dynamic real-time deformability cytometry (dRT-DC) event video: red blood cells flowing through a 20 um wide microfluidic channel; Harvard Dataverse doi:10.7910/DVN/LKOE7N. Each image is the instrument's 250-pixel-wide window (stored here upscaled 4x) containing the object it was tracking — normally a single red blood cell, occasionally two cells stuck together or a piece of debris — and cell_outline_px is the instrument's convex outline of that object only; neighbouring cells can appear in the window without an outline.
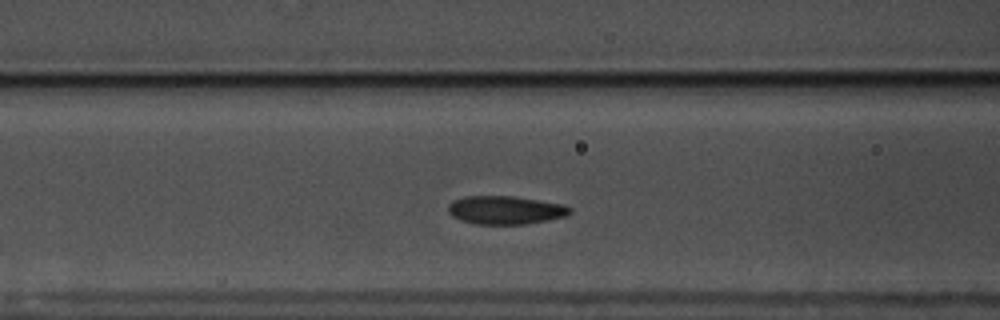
{"species": "common noctule bat (a hibernating species)", "species_latin": "Nyctalus noctula", "temperature_condition": "warm", "stored_images_in_passage": 46, "camera_frame_rate_fps": 3000, "um_per_image_px": 0.085, "animal": {"sex": "male", "body_mass_g": 17.5, "forearm_length_mm": 52.3}, "frame": {"image": 1, "passage_image": 15, "time_ms": 4.667, "image_size_px": [1000, 320], "cell_outline_px": [[572, 212], [564, 216], [548, 220], [524, 224], [476, 224], [460, 220], [452, 216], [448, 212], [448, 204], [452, 200], [464, 196], [516, 196], [564, 204], [572, 208]], "centroid_in_image_um": [42.95, 17.84], "position_along_channel_um": 123.7, "area_um2": 20.29}}
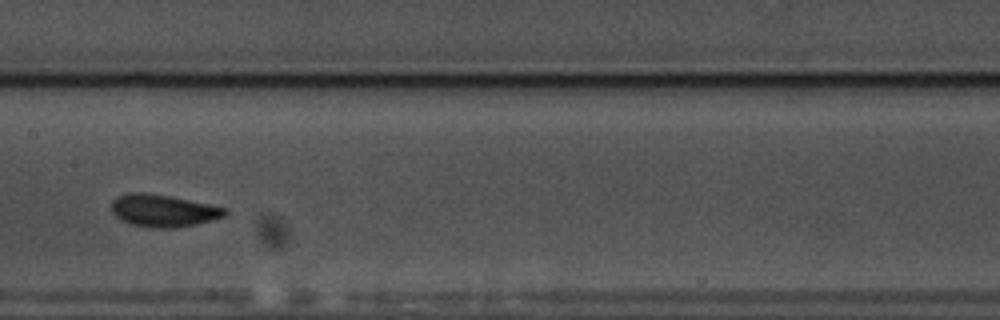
{"frame": {"image": 2, "passage_image": 21, "time_ms": 6.667, "image_size_px": [1000, 320], "cell_outline_px": [[228, 212], [224, 216], [196, 224], [172, 228], [152, 228], [132, 224], [120, 220], [112, 212], [112, 200], [116, 196], [132, 192], [144, 192], [168, 196], [228, 208]], "centroid_in_image_um": [13.85, 17.9], "position_along_channel_um": 193.6, "area_um2": 21.21}}
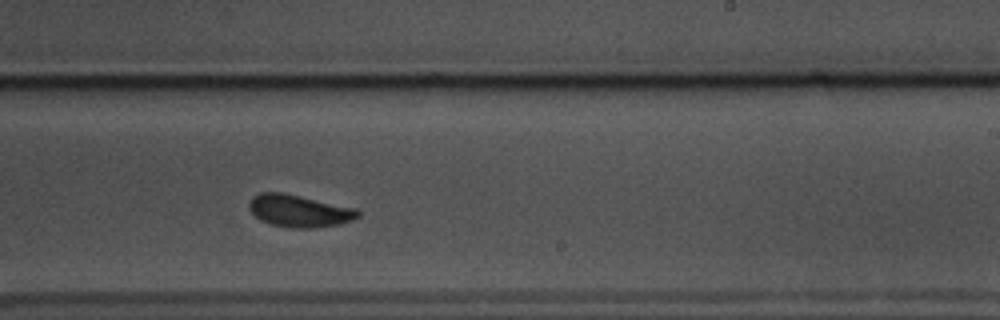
{"frame": {"image": 3, "passage_image": 27, "time_ms": 8.667, "image_size_px": [1000, 320], "cell_outline_px": [[360, 216], [352, 220], [340, 224], [312, 228], [292, 228], [272, 224], [260, 220], [248, 208], [248, 200], [252, 196], [260, 192], [280, 192], [356, 208], [360, 212]], "centroid_in_image_um": [25.41, 17.92], "position_along_channel_um": 263.6, "area_um2": 20.4}, "authors_computed_cell_mechanics": {"area_um2": 19.9699, "velocity_mm_per_s": 3.5134, "shape_relaxation_time_tau1_ms": null, "shape_relaxation_time_tau2_ms": 2.1461, "deformation_change_tau1": null, "deformation_change_tau2": 0.0773}}